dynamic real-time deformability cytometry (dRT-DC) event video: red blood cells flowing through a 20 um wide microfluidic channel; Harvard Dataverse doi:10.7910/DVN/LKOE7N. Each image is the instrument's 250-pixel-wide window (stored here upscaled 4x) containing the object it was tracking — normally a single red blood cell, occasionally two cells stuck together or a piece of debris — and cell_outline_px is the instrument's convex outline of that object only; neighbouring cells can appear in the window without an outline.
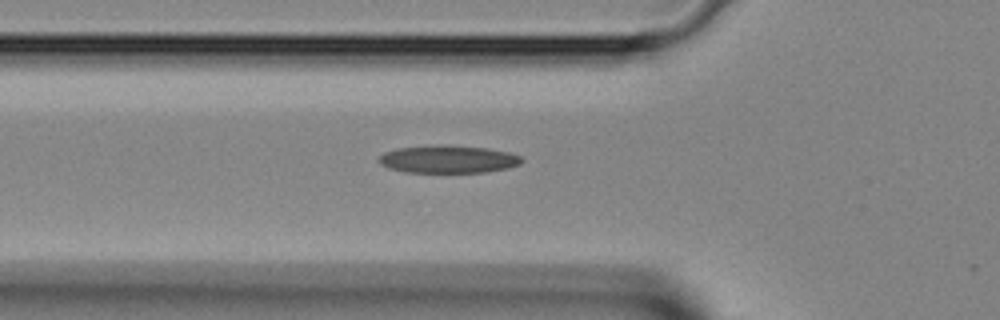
{"species": "Egyptian fruit bat (a non-hibernating species)", "species_latin": "Rousettus aegyptiacus", "temperature_condition": "room temperature", "stored_images_in_passage": 32, "camera_frame_rate_fps": 3000, "um_per_image_px": 0.085, "animal": {"sex": "female"}, "frame": {"image": 1, "passage_image": 7, "time_ms": 2.0, "image_size_px": [1000, 320], "cell_outline_px": [[524, 160], [520, 164], [508, 168], [484, 172], [404, 172], [388, 168], [380, 164], [376, 160], [384, 152], [396, 148], [444, 144], [488, 148], [508, 152], [520, 156]], "centroid_in_image_um": [38.07, 13.53], "position_along_channel_um": 87.7, "area_um2": 23.24}}
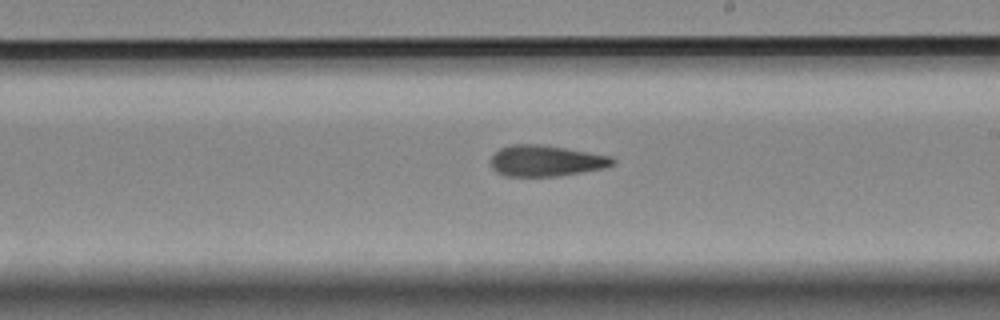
{"frame": {"image": 2, "passage_image": 17, "time_ms": 5.333, "image_size_px": [1000, 320], "cell_outline_px": [[616, 160], [612, 164], [604, 168], [556, 176], [504, 176], [496, 172], [492, 168], [488, 160], [500, 148], [512, 144], [540, 144], [612, 156]], "centroid_in_image_um": [46.35, 13.67], "position_along_channel_um": 242.6, "area_um2": 22.02}}
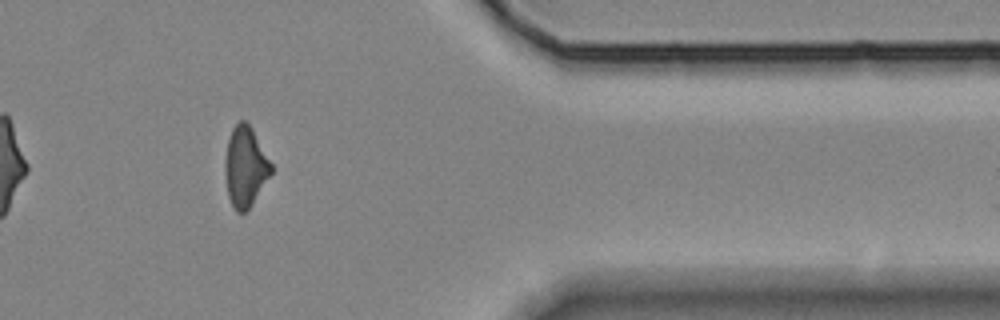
{"frame": {"image": 3, "passage_image": 28, "time_ms": 9.0, "image_size_px": [1000, 320], "cell_outline_px": [[272, 172], [252, 204], [244, 212], [236, 212], [228, 196], [224, 172], [224, 160], [228, 140], [232, 128], [240, 120], [244, 120], [252, 128], [272, 164]], "centroid_in_image_um": [20.83, 14.16], "position_along_channel_um": 390.6, "area_um2": 21.44}}